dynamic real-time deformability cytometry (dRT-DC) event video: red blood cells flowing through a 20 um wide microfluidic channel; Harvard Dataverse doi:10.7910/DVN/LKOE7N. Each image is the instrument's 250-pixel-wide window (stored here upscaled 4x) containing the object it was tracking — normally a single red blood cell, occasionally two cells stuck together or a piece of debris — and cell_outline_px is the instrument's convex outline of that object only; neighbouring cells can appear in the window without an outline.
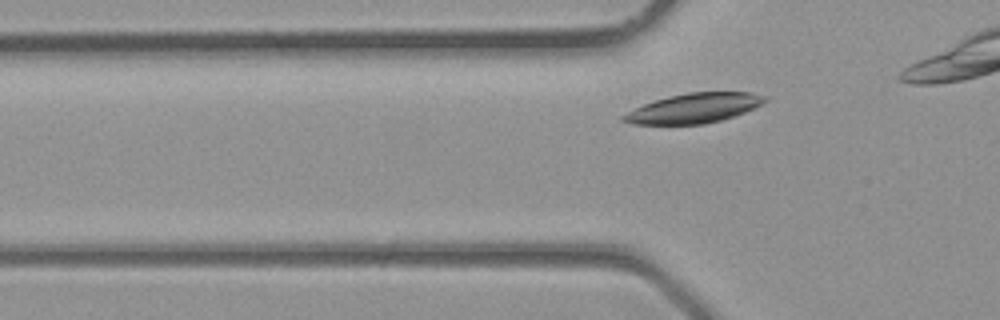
{"species": "common noctule bat (a hibernating species)", "species_latin": "Nyctalus noctula", "temperature_condition": "room temperature", "stored_images_in_passage": 5, "camera_frame_rate_fps": 3000, "um_per_image_px": 0.085, "animal": {"sex": "male", "body_mass_g": 23.1, "forearm_length_mm": 52.7}, "frame": {"image": 1, "passage_image": 3, "time_ms": 0.667, "image_size_px": [1000, 320], "cell_outline_px": [[768, 100], [744, 112], [720, 120], [704, 124], [632, 124], [620, 120], [620, 116], [644, 104], [668, 96], [688, 92], [752, 92], [768, 96]], "centroid_in_image_um": [58.98, 9.19], "position_along_channel_um": 66.8, "area_um2": 24.28}}
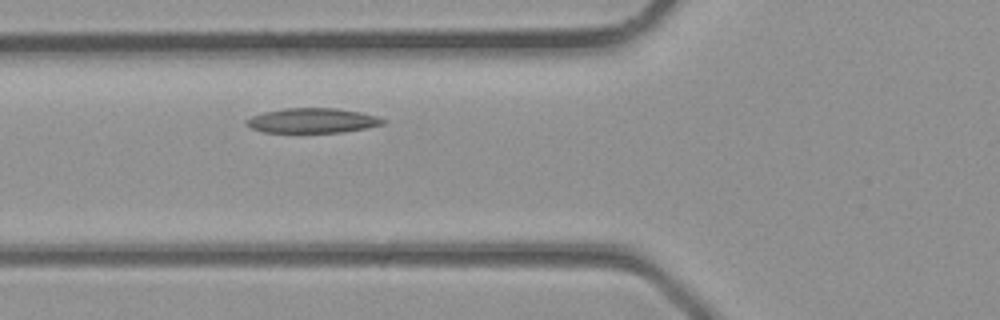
{"frame": {"image": 2, "passage_image": 5, "time_ms": 1.333, "image_size_px": [1000, 320], "cell_outline_px": [[384, 124], [368, 128], [340, 132], [264, 132], [252, 128], [244, 124], [244, 120], [252, 116], [264, 112], [284, 108], [336, 108], [360, 112], [376, 116], [384, 120]], "centroid_in_image_um": [26.53, 10.24], "position_along_channel_um": 99.3, "area_um2": 19.65}}